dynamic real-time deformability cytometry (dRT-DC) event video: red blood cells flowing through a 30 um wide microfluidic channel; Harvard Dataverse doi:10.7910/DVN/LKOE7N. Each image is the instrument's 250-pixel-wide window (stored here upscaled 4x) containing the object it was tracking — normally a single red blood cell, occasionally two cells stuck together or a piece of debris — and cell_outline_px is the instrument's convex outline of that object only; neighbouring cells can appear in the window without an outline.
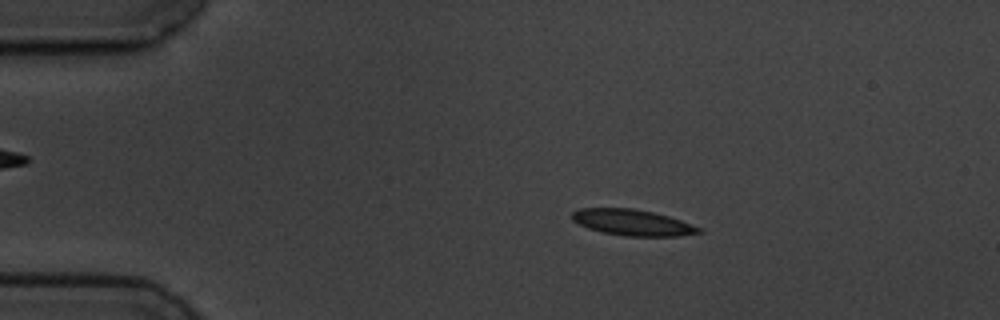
{"species": "common noctule bat (a hibernating species)", "species_latin": "Nyctalus noctula", "temperature_condition": "cold", "stored_images_in_passage": 5, "camera_frame_rate_fps": 3000, "um_per_image_px": 0.085, "animal": {"sex": "male", "body_mass_g": 19.5, "forearm_length_mm": 54.6}, "frame": {"image": 1, "passage_image": 2, "time_ms": 1.333, "image_size_px": [1000, 320], "cell_outline_px": [[704, 232], [680, 236], [624, 236], [604, 232], [588, 228], [572, 220], [572, 212], [580, 208], [632, 208], [652, 212], [668, 216], [692, 224], [700, 228]], "centroid_in_image_um": [53.77, 18.91], "position_along_channel_um": 31.2, "area_um2": 19.13}}
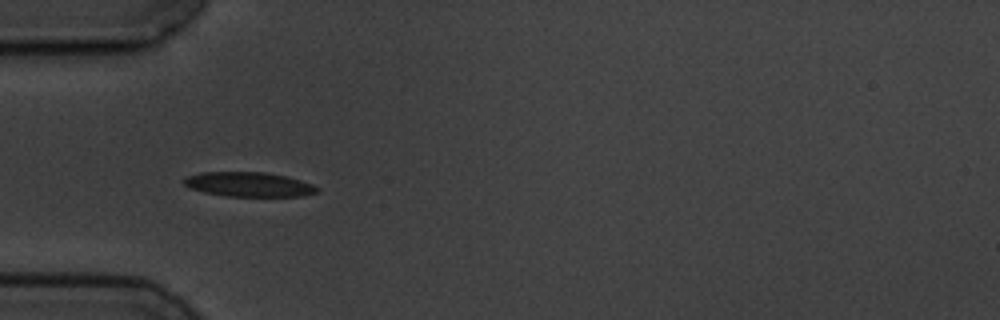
{"frame": {"image": 2, "passage_image": 4, "time_ms": 3.667, "image_size_px": [1000, 320], "cell_outline_px": [[320, 188], [316, 192], [304, 196], [228, 196], [204, 192], [192, 188], [184, 184], [180, 180], [184, 176], [200, 172], [264, 172], [288, 176], [312, 184]], "centroid_in_image_um": [21.12, 15.66], "position_along_channel_um": 63.9, "area_um2": 19.13}}
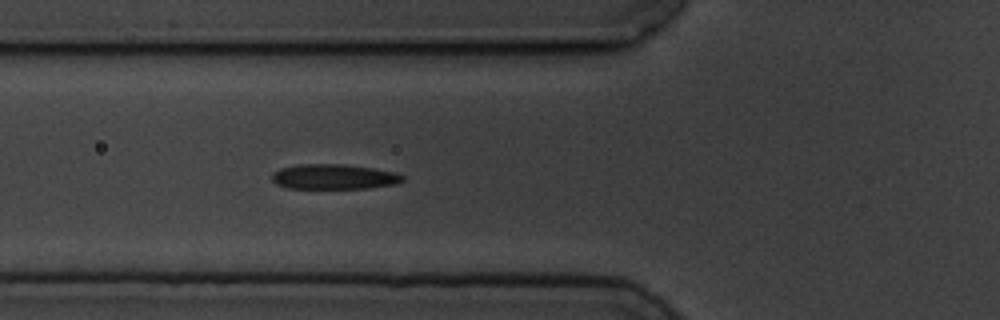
{"frame": {"image": 3, "passage_image": 5, "time_ms": 4.667, "image_size_px": [1000, 320], "cell_outline_px": [[404, 180], [396, 184], [368, 188], [288, 188], [276, 184], [272, 180], [272, 172], [280, 168], [300, 164], [344, 164], [376, 168], [396, 172], [404, 176]], "centroid_in_image_um": [28.4, 15.01], "position_along_channel_um": 97.4, "area_um2": 19.25}}